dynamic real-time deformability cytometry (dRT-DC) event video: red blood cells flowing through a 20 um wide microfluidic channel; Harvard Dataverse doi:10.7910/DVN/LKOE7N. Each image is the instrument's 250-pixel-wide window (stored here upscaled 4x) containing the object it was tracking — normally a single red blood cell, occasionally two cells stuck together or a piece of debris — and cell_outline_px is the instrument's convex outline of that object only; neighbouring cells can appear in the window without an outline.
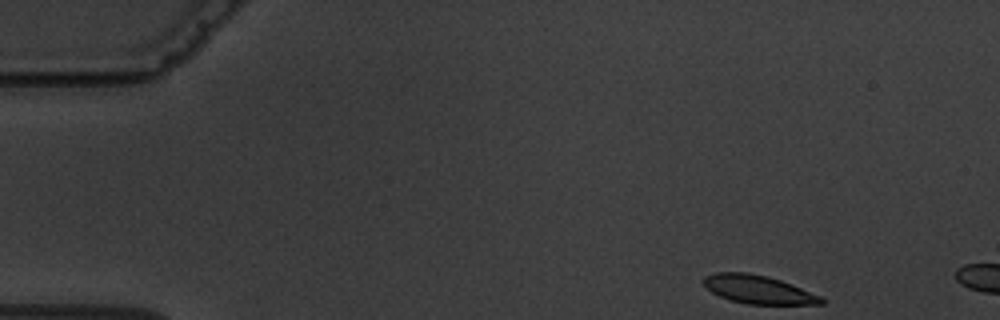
{"species": "common noctule bat (a hibernating species)", "species_latin": "Nyctalus noctula", "temperature_condition": "warm", "stored_images_in_passage": 2, "camera_frame_rate_fps": 3000, "um_per_image_px": 0.085, "animal": {"sex": "male", "body_mass_g": 19.5, "forearm_length_mm": 54.6}, "frame": {"image": 1, "passage_image": 1, "time_ms": 0.0, "image_size_px": [1000, 320], "cell_outline_px": [[824, 304], [748, 304], [732, 300], [720, 296], [712, 292], [700, 280], [704, 276], [716, 272], [748, 272], [768, 276], [792, 284], [820, 296], [824, 300]], "centroid_in_image_um": [64.42, 24.59], "position_along_channel_um": 20.6, "area_um2": 19.36}}